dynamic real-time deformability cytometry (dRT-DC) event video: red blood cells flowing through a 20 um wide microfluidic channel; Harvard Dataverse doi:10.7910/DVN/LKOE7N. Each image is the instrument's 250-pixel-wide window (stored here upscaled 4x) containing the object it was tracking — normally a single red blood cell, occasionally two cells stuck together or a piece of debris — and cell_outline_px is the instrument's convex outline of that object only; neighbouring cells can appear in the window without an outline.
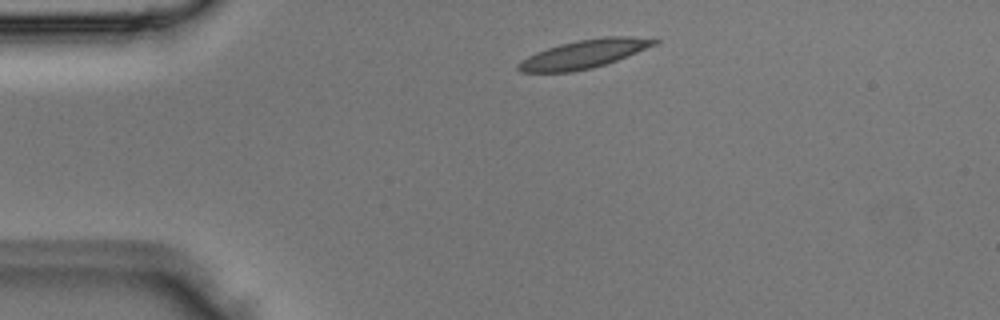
{"species": "Egyptian fruit bat (a non-hibernating species)", "species_latin": "Rousettus aegyptiacus", "temperature_condition": "room temperature", "stored_images_in_passage": 3, "camera_frame_rate_fps": 3000, "um_per_image_px": 0.085, "animal": {"sex": "male"}, "frame": {"image": 1, "passage_image": 1, "time_ms": 0.0, "image_size_px": [1000, 320], "cell_outline_px": [[660, 40], [656, 44], [616, 60], [592, 68], [572, 72], [520, 72], [516, 68], [516, 64], [528, 56], [536, 52], [560, 44], [576, 40], [604, 36], [632, 36]], "centroid_in_image_um": [49.6, 4.59], "position_along_channel_um": 35.4, "area_um2": 22.37}}